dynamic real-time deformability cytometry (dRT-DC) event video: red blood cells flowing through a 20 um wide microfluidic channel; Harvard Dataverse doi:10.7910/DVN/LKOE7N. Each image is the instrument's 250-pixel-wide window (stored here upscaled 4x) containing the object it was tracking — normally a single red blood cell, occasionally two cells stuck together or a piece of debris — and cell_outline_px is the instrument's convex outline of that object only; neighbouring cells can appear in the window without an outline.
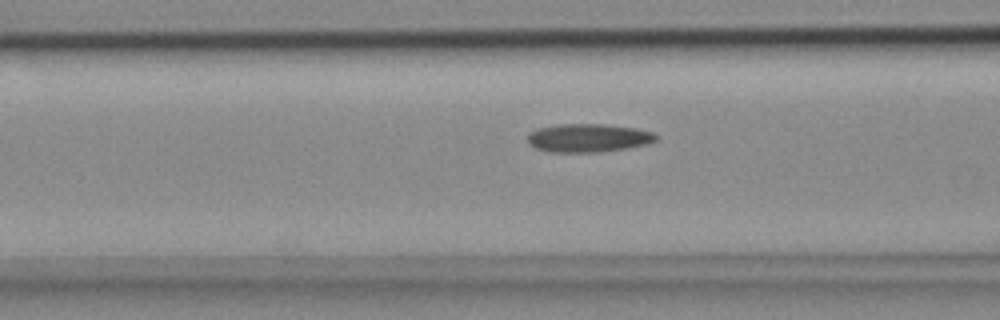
{"species": "common noctule bat (a hibernating species)", "species_latin": "Nyctalus noctula", "temperature_condition": "cold", "stored_images_in_passage": 35, "camera_frame_rate_fps": 3000, "um_per_image_px": 0.085, "animal": {"sex": "female", "body_mass_g": 18.4}, "frame": {"image": 1, "passage_image": 12, "time_ms": 3.667, "image_size_px": [1000, 320], "cell_outline_px": [[656, 140], [648, 144], [628, 148], [600, 152], [548, 152], [536, 148], [528, 144], [528, 132], [536, 128], [556, 124], [604, 124], [636, 128], [652, 132], [656, 136]], "centroid_in_image_um": [49.96, 11.72], "position_along_channel_um": 116.6, "area_um2": 21.44}}
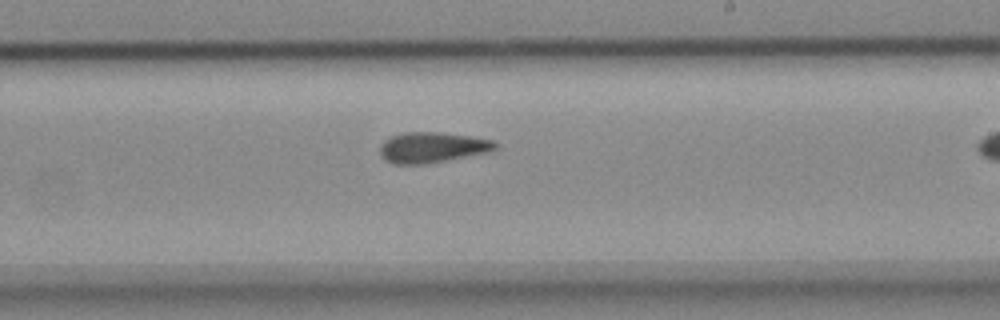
{"frame": {"image": 2, "passage_image": 23, "time_ms": 7.333, "image_size_px": [1000, 320], "cell_outline_px": [[500, 144], [492, 152], [428, 164], [392, 164], [384, 160], [380, 156], [380, 144], [384, 140], [392, 136], [404, 132], [440, 132], [472, 136], [496, 140]], "centroid_in_image_um": [36.79, 12.54], "position_along_channel_um": 252.2, "area_um2": 21.15}}
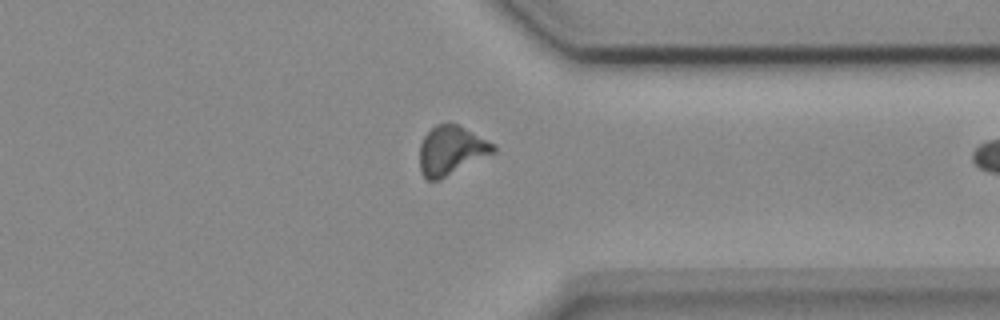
{"frame": {"image": 3, "passage_image": 33, "time_ms": 10.667, "image_size_px": [1000, 320], "cell_outline_px": [[496, 152], [440, 180], [428, 180], [424, 176], [420, 168], [420, 144], [424, 136], [436, 124], [460, 124], [496, 144]], "centroid_in_image_um": [38.39, 12.78], "position_along_channel_um": 373.0, "area_um2": 21.21}}